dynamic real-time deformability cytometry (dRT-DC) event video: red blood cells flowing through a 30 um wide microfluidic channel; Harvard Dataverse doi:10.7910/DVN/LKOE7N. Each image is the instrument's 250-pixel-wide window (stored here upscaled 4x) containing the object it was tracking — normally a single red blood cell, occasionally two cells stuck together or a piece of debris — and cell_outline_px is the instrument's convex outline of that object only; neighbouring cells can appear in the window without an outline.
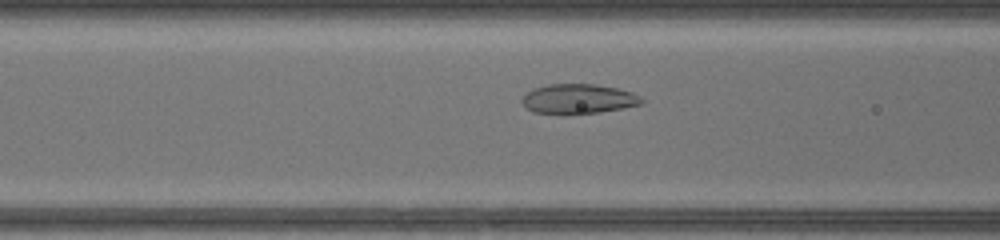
{"species": "common noctule bat (a hibernating species)", "species_latin": "Nyctalus noctula", "temperature_condition": "warm", "stored_images_in_passage": 41, "camera_frame_rate_fps": 3000, "um_per_image_px": 0.085, "animal": {"sex": "female", "body_mass_g": 17.0, "forearm_length_mm": 48.0}, "frame": {"image": 1, "passage_image": 13, "time_ms": 4.0, "image_size_px": [1000, 240], "cell_outline_px": [[644, 104], [624, 108], [600, 112], [560, 116], [532, 112], [520, 100], [528, 92], [536, 88], [548, 84], [596, 84], [616, 88], [632, 92], [640, 96], [644, 100]], "centroid_in_image_um": [49.18, 8.44], "position_along_channel_um": 117.4, "area_um2": 21.15}}
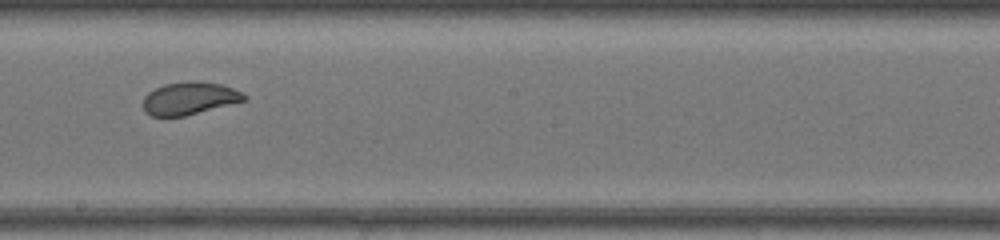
{"frame": {"image": 2, "passage_image": 21, "time_ms": 6.667, "image_size_px": [1000, 240], "cell_outline_px": [[248, 96], [244, 100], [184, 116], [152, 116], [144, 112], [144, 96], [148, 92], [164, 84], [192, 80], [220, 84], [232, 88]], "centroid_in_image_um": [16.06, 8.35], "position_along_channel_um": 232.1, "area_um2": 18.9}}
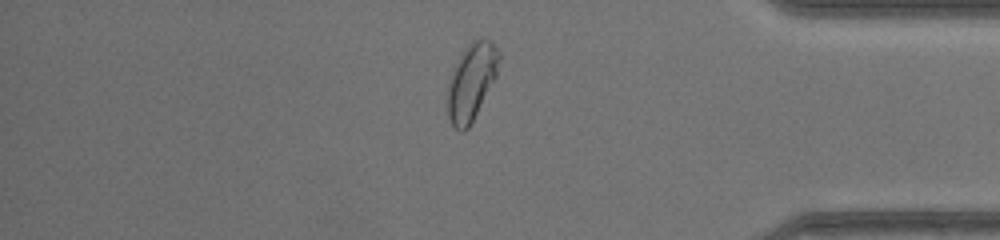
{"frame": {"image": 3, "passage_image": 34, "time_ms": 11.0, "image_size_px": [1000, 240], "cell_outline_px": [[500, 56], [496, 76], [468, 128], [464, 132], [460, 132], [452, 124], [448, 116], [448, 84], [452, 72], [460, 56], [468, 44], [472, 40], [488, 40], [500, 52]], "centroid_in_image_um": [40.07, 6.96], "position_along_channel_um": 395.1, "area_um2": 22.31}, "authors_computed_cell_mechanics": {"area_um2": 21.1548, "velocity_mm_per_s": 4.3031, "shape_relaxation_time_tau1_ms": 3.1098, "shape_relaxation_time_tau2_ms": null, "deformation_change_tau1": 0.1246, "deformation_change_tau2": null}}